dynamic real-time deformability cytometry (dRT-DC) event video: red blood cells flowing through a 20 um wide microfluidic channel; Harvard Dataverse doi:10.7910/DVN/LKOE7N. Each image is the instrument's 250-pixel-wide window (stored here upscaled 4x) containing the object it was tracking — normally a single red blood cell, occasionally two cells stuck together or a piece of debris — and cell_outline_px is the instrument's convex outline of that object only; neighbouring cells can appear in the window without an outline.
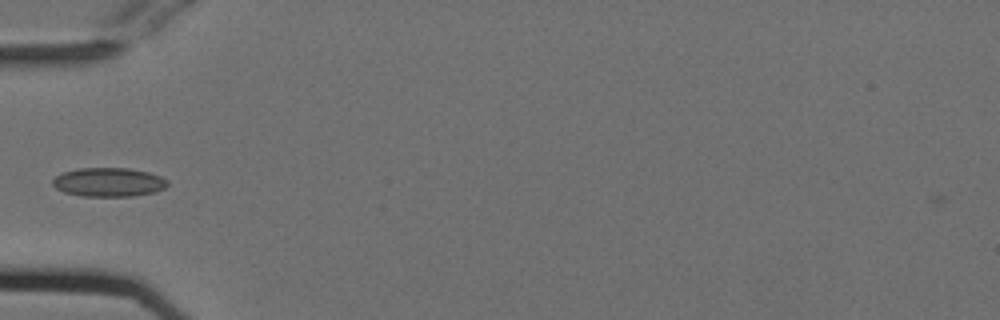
{"species": "Egyptian fruit bat (a non-hibernating species)", "species_latin": "Rousettus aegyptiacus", "temperature_condition": "cold", "stored_images_in_passage": 37, "camera_frame_rate_fps": 3000, "um_per_image_px": 0.085, "animal": {"sex": "female"}, "frame": {"image": 1, "passage_image": 2, "time_ms": 0.333, "image_size_px": [1000, 320], "cell_outline_px": [[168, 184], [164, 188], [156, 192], [132, 196], [80, 196], [64, 192], [56, 188], [52, 184], [52, 180], [56, 176], [64, 172], [76, 168], [128, 168], [148, 172], [160, 176], [168, 180]], "centroid_in_image_um": [9.23, 15.48], "position_along_channel_um": 75.8, "area_um2": 19.42}}
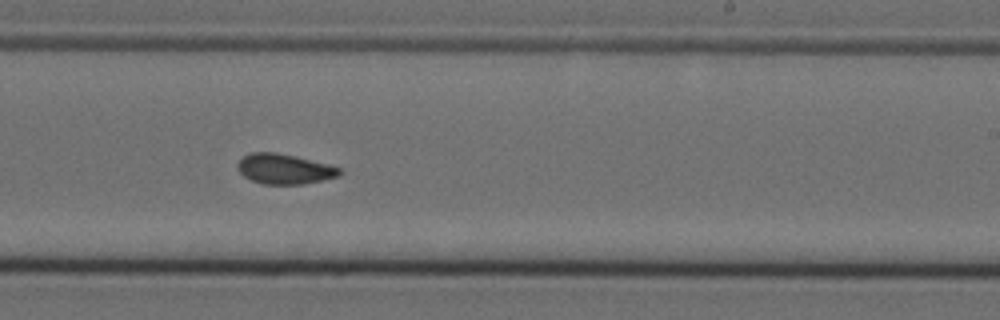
{"frame": {"image": 2, "passage_image": 17, "time_ms": 5.333, "image_size_px": [1000, 320], "cell_outline_px": [[340, 176], [304, 184], [264, 184], [252, 180], [244, 176], [236, 168], [236, 164], [244, 156], [252, 152], [276, 152], [296, 156], [328, 164], [340, 168]], "centroid_in_image_um": [24.16, 14.36], "position_along_channel_um": 264.8, "area_um2": 17.86}}
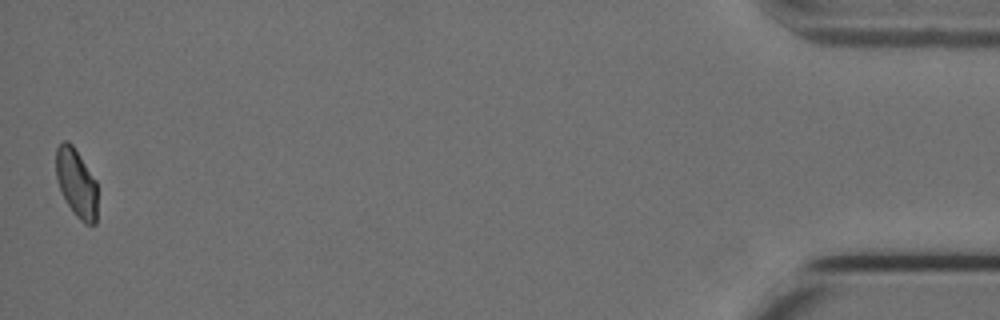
{"frame": {"image": 3, "passage_image": 37, "time_ms": 12.0, "image_size_px": [1000, 320], "cell_outline_px": [[96, 224], [84, 224], [76, 216], [68, 204], [60, 188], [56, 176], [56, 148], [64, 140], [68, 140], [72, 144], [96, 180]], "centroid_in_image_um": [6.49, 15.54], "position_along_channel_um": 428.7, "area_um2": 16.3}, "authors_computed_cell_mechanics": {"area_um2": 17.8602, "velocity_mm_per_s": 3.7722, "shape_relaxation_time_tau1_ms": null, "shape_relaxation_time_tau2_ms": 1.6464, "deformation_change_tau1": null, "deformation_change_tau2": 0.0656}}